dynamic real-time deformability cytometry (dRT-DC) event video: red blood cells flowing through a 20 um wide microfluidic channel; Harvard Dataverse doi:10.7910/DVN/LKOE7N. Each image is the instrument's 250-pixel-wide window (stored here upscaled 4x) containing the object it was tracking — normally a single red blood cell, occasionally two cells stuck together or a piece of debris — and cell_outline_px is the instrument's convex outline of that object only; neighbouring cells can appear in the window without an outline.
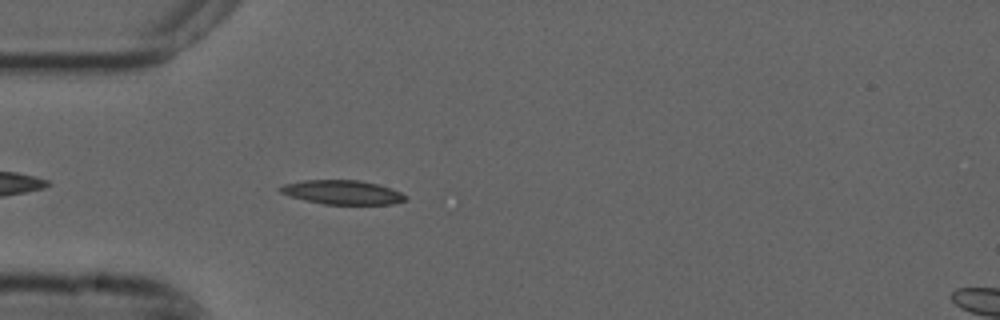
{"species": "common noctule bat (a hibernating species)", "species_latin": "Nyctalus noctula", "temperature_condition": "cold", "stored_images_in_passage": 43, "camera_frame_rate_fps": 3000, "um_per_image_px": 0.085, "animal": {"sex": "male", "forearm_length_mm": 52.5}, "frame": {"image": 1, "passage_image": 4, "time_ms": 1.0, "image_size_px": [1000, 320], "cell_outline_px": [[408, 200], [392, 204], [324, 204], [304, 200], [280, 192], [276, 188], [284, 184], [304, 180], [356, 180], [376, 184], [392, 188], [408, 196]], "centroid_in_image_um": [29.12, 16.35], "position_along_channel_um": 55.9, "area_um2": 17.57}}
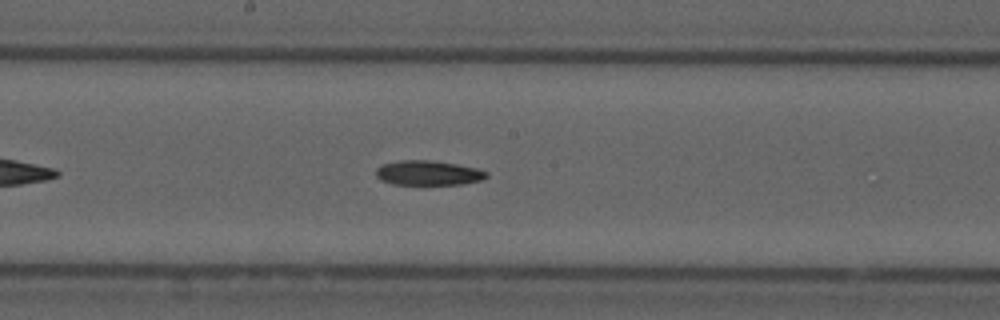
{"frame": {"image": 2, "passage_image": 17, "time_ms": 5.333, "image_size_px": [1000, 320], "cell_outline_px": [[488, 176], [484, 180], [460, 184], [392, 184], [380, 180], [376, 176], [376, 168], [384, 164], [400, 160], [432, 160], [456, 164], [476, 168], [488, 172]], "centroid_in_image_um": [36.41, 14.7], "position_along_channel_um": 211.8, "area_um2": 15.9}}
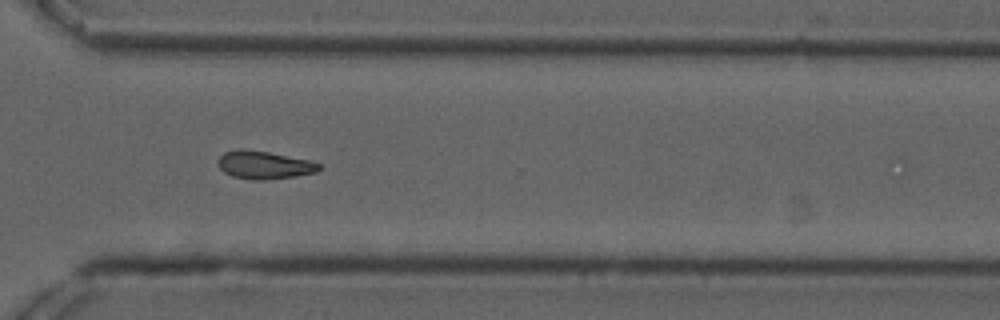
{"frame": {"image": 3, "passage_image": 28, "time_ms": 9.0, "image_size_px": [1000, 320], "cell_outline_px": [[320, 168], [316, 172], [292, 176], [264, 180], [252, 180], [232, 176], [224, 172], [220, 168], [220, 156], [224, 152], [240, 148], [268, 152], [308, 160], [320, 164]], "centroid_in_image_um": [22.43, 14.02], "position_along_channel_um": 348.2, "area_um2": 16.13}}